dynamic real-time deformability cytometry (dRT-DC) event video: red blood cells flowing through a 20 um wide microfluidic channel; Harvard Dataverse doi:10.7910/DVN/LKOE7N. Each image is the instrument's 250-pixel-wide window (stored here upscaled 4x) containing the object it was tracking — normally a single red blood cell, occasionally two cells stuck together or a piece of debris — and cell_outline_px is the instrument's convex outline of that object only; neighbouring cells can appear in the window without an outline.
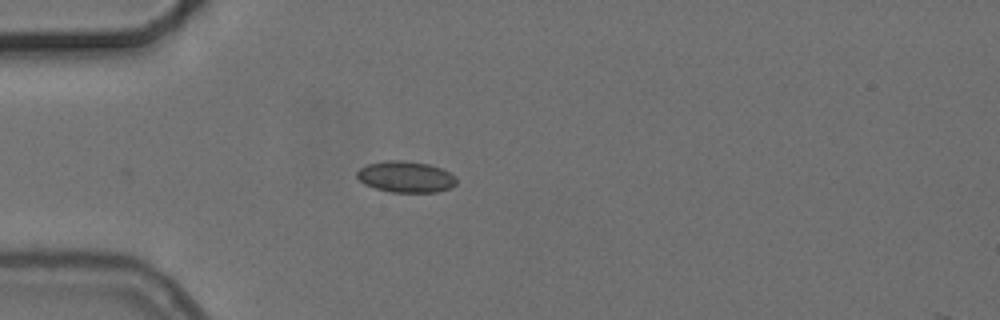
{"species": "common noctule bat (a hibernating species)", "species_latin": "Nyctalus noctula", "temperature_condition": "cold", "stored_images_in_passage": 36, "camera_frame_rate_fps": 3000, "um_per_image_px": 0.085, "animal": {"sex": "female", "body_mass_g": 24.6, "forearm_length_mm": 56.2}, "frame": {"image": 1, "passage_image": 1, "time_ms": 0.0, "image_size_px": [1000, 320], "cell_outline_px": [[456, 184], [452, 188], [436, 192], [392, 192], [376, 188], [364, 184], [356, 176], [356, 172], [360, 168], [368, 164], [384, 160], [400, 160], [428, 164], [440, 168], [456, 176]], "centroid_in_image_um": [34.49, 15.03], "position_along_channel_um": 50.5, "area_um2": 18.09}}
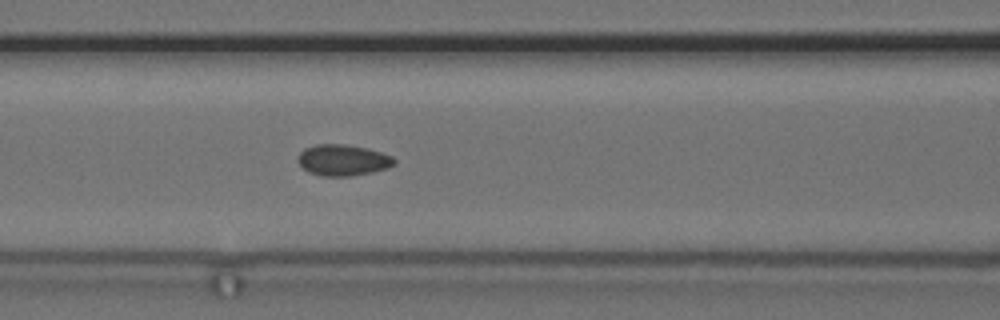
{"frame": {"image": 2, "passage_image": 9, "time_ms": 2.667, "image_size_px": [1000, 320], "cell_outline_px": [[396, 164], [388, 168], [372, 172], [352, 176], [320, 176], [308, 172], [296, 160], [300, 152], [304, 148], [316, 144], [344, 144], [368, 148], [392, 156], [396, 160]], "centroid_in_image_um": [29.15, 13.61], "position_along_channel_um": 137.5, "area_um2": 17.69}}
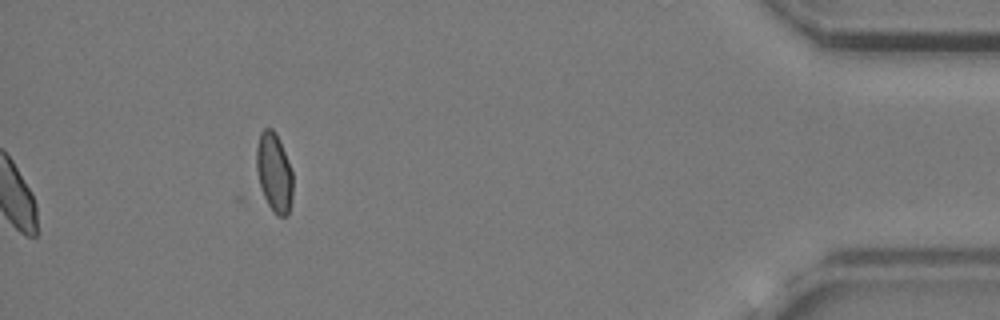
{"frame": {"image": 3, "passage_image": 36, "time_ms": 11.667, "image_size_px": [1000, 320], "cell_outline_px": [[292, 200], [288, 216], [276, 216], [260, 196], [256, 168], [256, 148], [260, 132], [264, 128], [272, 128], [276, 132], [292, 172]], "centroid_in_image_um": [23.26, 14.72], "position_along_channel_um": 411.9, "area_um2": 17.28}, "authors_computed_cell_mechanics": {"area_um2": 17.4845, "velocity_mm_per_s": 3.7195, "shape_relaxation_time_tau1_ms": null, "shape_relaxation_time_tau2_ms": 1.3069, "deformation_change_tau1": null, "deformation_change_tau2": 0.0563}}